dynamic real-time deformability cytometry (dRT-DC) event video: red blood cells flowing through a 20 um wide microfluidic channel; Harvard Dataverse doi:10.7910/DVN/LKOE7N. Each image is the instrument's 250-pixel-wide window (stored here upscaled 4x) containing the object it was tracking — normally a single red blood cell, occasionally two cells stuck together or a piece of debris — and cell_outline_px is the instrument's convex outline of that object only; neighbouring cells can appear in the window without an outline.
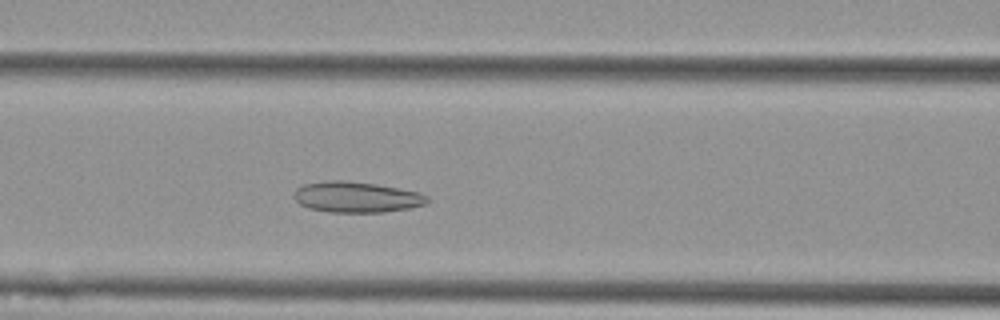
{"species": "Egyptian fruit bat (a non-hibernating species)", "species_latin": "Rousettus aegyptiacus", "temperature_condition": "cold", "stored_images_in_passage": 50, "camera_frame_rate_fps": 3000, "um_per_image_px": 0.085, "animal": {"sex": "female"}, "frame": {"image": 1, "passage_image": 16, "time_ms": 5.0, "image_size_px": [1000, 320], "cell_outline_px": [[428, 200], [424, 204], [408, 208], [384, 212], [328, 212], [308, 208], [300, 204], [292, 196], [296, 188], [304, 184], [328, 180], [344, 180], [376, 184], [420, 192], [428, 196]], "centroid_in_image_um": [30.26, 16.75], "position_along_channel_um": 136.3, "area_um2": 23.93}}
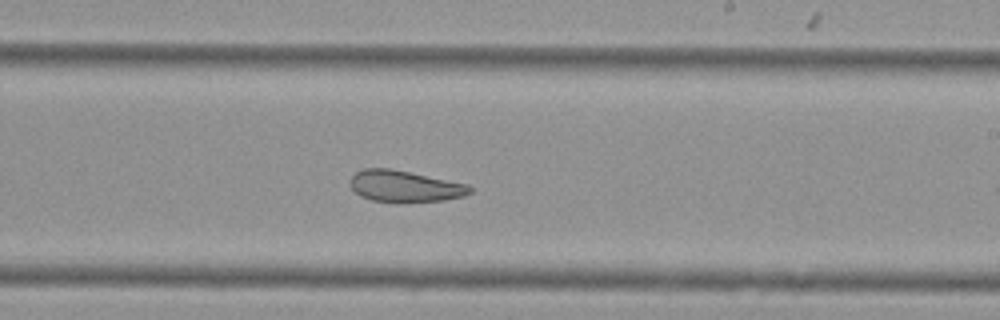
{"frame": {"image": 2, "passage_image": 26, "time_ms": 8.333, "image_size_px": [1000, 320], "cell_outline_px": [[472, 192], [464, 196], [444, 200], [400, 204], [396, 204], [372, 200], [360, 196], [348, 184], [352, 176], [356, 172], [364, 168], [388, 168], [468, 184], [472, 188]], "centroid_in_image_um": [34.39, 15.87], "position_along_channel_um": 254.6, "area_um2": 22.31}}
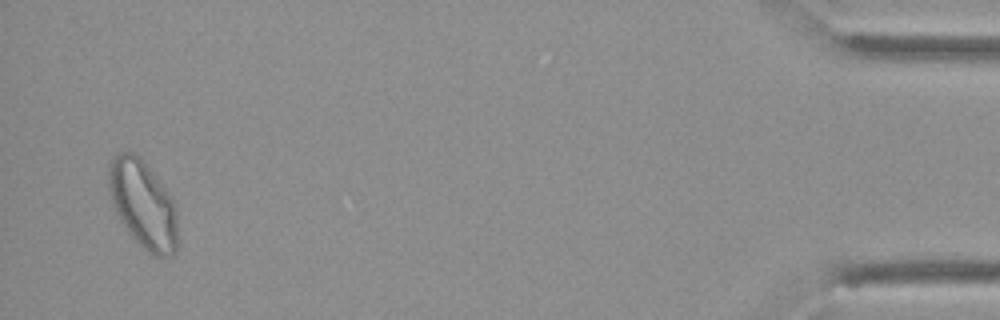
{"frame": {"image": 3, "passage_image": 47, "time_ms": 15.333, "image_size_px": [1000, 320], "cell_outline_px": [[176, 252], [172, 256], [152, 256], [128, 232], [120, 220], [112, 204], [108, 188], [108, 164], [112, 156], [120, 152], [132, 152], [140, 156], [144, 160], [172, 196], [176, 204]], "centroid_in_image_um": [12.14, 17.32], "position_along_channel_um": 423.1, "area_um2": 35.66}}